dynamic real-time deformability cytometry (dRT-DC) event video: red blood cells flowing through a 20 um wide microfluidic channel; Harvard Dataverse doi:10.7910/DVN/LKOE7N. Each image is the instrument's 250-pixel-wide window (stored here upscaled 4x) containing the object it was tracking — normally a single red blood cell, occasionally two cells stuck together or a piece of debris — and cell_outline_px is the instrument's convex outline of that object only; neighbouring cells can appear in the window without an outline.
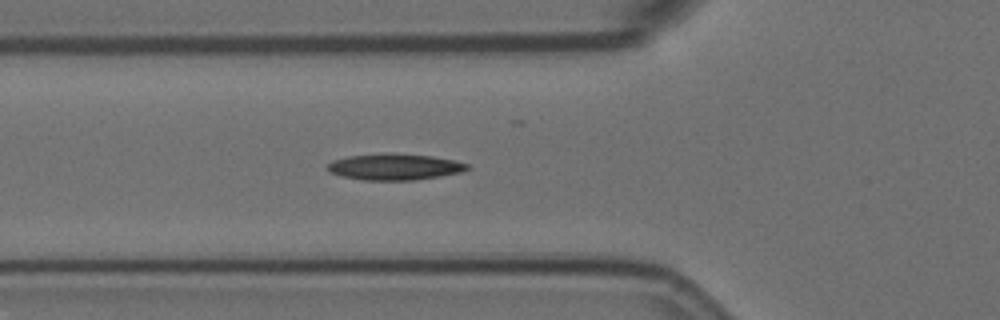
{"species": "Egyptian fruit bat (a non-hibernating species)", "species_latin": "Rousettus aegyptiacus", "temperature_condition": "room temperature", "stored_images_in_passage": 5, "camera_frame_rate_fps": 3000, "um_per_image_px": 0.085, "animal": {"sex": "female"}, "frame": {"image": 1, "passage_image": 5, "time_ms": 1.333, "image_size_px": [1000, 320], "cell_outline_px": [[472, 168], [464, 172], [440, 176], [412, 180], [364, 180], [344, 176], [328, 172], [324, 168], [332, 160], [348, 156], [392, 152], [432, 156], [452, 160], [468, 164]], "centroid_in_image_um": [33.54, 14.17], "position_along_channel_um": 92.3, "area_um2": 21.62}}